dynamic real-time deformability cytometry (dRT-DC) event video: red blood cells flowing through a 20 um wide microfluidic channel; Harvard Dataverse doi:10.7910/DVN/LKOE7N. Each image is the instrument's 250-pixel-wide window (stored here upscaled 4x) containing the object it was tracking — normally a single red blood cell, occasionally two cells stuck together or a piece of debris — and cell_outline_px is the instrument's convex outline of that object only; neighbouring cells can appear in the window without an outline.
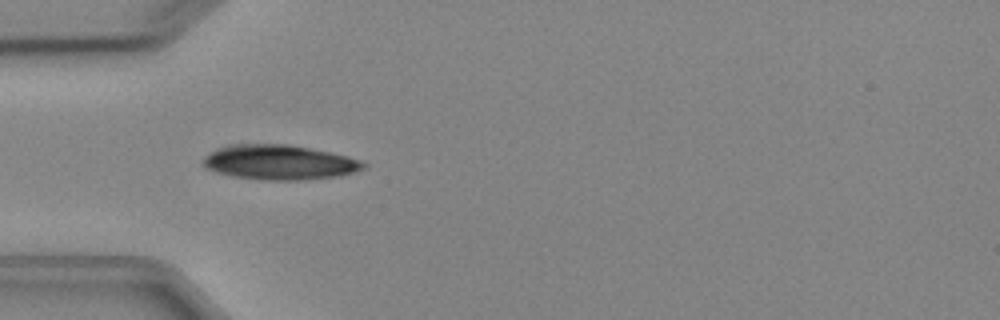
{"species": "Egyptian fruit bat (a non-hibernating species)", "species_latin": "Rousettus aegyptiacus", "temperature_condition": "cold", "stored_images_in_passage": 5, "camera_frame_rate_fps": 3000, "um_per_image_px": 0.085, "animal": {"sex": "female"}, "frame": {"image": 1, "passage_image": 4, "time_ms": 4.333, "image_size_px": [1000, 320], "cell_outline_px": [[368, 164], [364, 168], [352, 172], [336, 176], [304, 180], [264, 180], [232, 176], [216, 172], [204, 168], [200, 164], [204, 156], [216, 148], [228, 144], [288, 144], [348, 156], [360, 160]], "centroid_in_image_um": [23.67, 13.79], "position_along_channel_um": 61.3, "area_um2": 32.66}}